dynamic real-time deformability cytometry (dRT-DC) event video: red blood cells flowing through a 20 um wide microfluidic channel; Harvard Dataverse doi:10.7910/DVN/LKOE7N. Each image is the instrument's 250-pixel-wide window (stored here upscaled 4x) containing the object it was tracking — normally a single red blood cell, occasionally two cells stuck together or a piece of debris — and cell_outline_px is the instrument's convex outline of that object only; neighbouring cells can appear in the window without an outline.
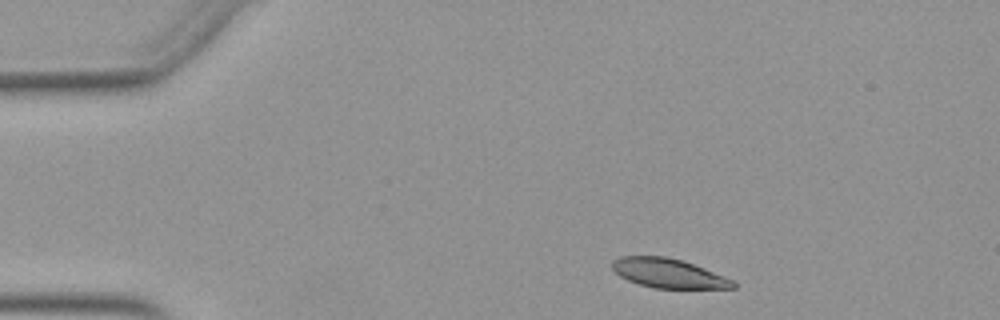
{"species": "Egyptian fruit bat (a non-hibernating species)", "species_latin": "Rousettus aegyptiacus", "temperature_condition": "warm", "stored_images_in_passage": 37, "camera_frame_rate_fps": 3000, "um_per_image_px": 0.085, "animal": {"sex": "female"}, "frame": {"image": 1, "passage_image": 1, "time_ms": 0.0, "image_size_px": [1000, 320], "cell_outline_px": [[736, 288], [656, 288], [640, 284], [628, 280], [620, 276], [612, 268], [612, 260], [620, 256], [664, 256], [684, 260], [736, 280]], "centroid_in_image_um": [56.86, 23.22], "position_along_channel_um": 28.1, "area_um2": 20.75}}
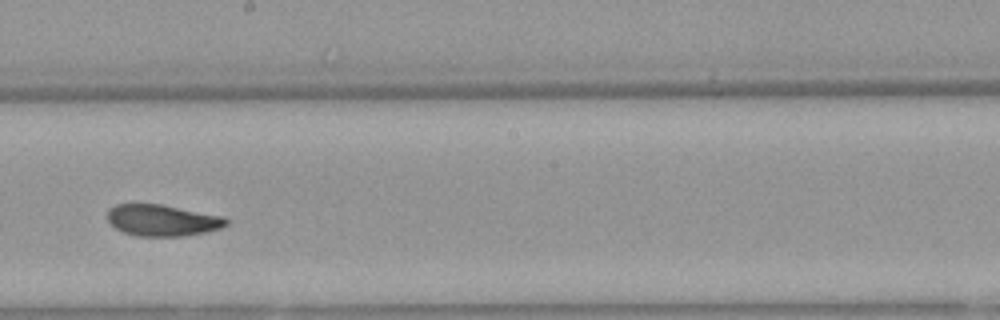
{"frame": {"image": 2, "passage_image": 22, "time_ms": 7.0, "image_size_px": [1000, 320], "cell_outline_px": [[228, 224], [220, 228], [204, 232], [180, 236], [136, 236], [124, 232], [108, 224], [108, 208], [116, 204], [160, 204], [224, 216], [228, 220]], "centroid_in_image_um": [13.77, 18.72], "position_along_channel_um": 234.4, "area_um2": 21.73}}
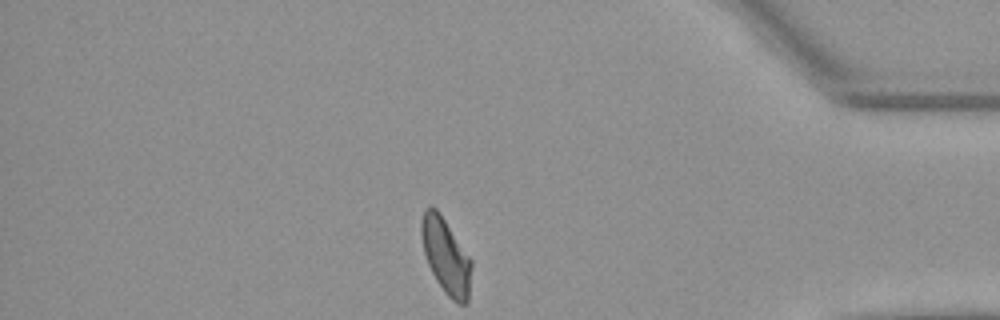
{"frame": {"image": 3, "passage_image": 37, "time_ms": 12.0, "image_size_px": [1000, 320], "cell_outline_px": [[472, 268], [468, 304], [460, 304], [452, 300], [444, 292], [436, 280], [428, 264], [424, 252], [420, 236], [420, 224], [424, 208], [436, 208], [440, 212], [472, 260]], "centroid_in_image_um": [37.91, 21.77], "position_along_channel_um": 397.3, "area_um2": 22.25}, "authors_computed_cell_mechanics": {"area_um2": 22.253, "velocity_mm_per_s": 3.9028, "shape_relaxation_time_tau1_ms": 5.209, "shape_relaxation_time_tau2_ms": 1.7883, "deformation_change_tau1": 0.1633, "deformation_change_tau2": 0.062}}